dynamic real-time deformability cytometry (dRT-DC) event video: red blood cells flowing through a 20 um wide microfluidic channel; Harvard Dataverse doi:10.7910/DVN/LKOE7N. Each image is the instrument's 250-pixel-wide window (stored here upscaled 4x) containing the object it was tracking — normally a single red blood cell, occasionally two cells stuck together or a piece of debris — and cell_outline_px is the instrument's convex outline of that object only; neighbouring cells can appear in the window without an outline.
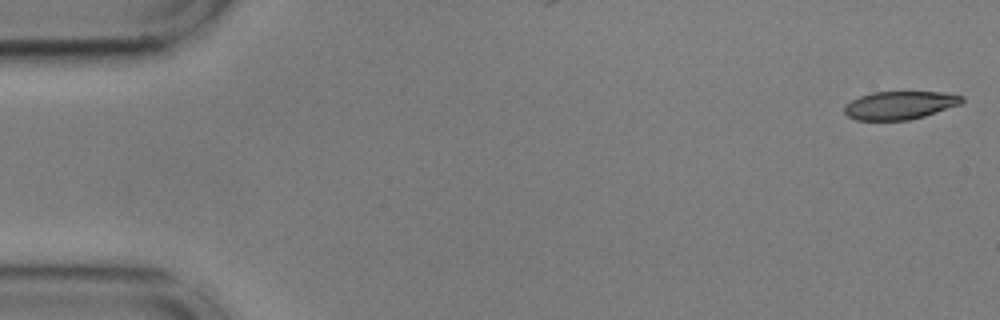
{"species": "common noctule bat (a hibernating species)", "species_latin": "Nyctalus noctula", "temperature_condition": "cold", "stored_images_in_passage": 55, "camera_frame_rate_fps": 3000, "um_per_image_px": 0.085, "animal": {"sex": "male", "body_mass_g": 17.9, "forearm_length_mm": 54.2}, "frame": {"image": 1, "passage_image": 1, "time_ms": 0.0, "image_size_px": [1000, 320], "cell_outline_px": [[964, 100], [960, 104], [924, 116], [908, 120], [856, 120], [848, 116], [844, 112], [844, 104], [860, 96], [872, 92], [944, 92], [964, 96]], "centroid_in_image_um": [76.47, 8.94], "position_along_channel_um": 8.5, "area_um2": 19.25}}
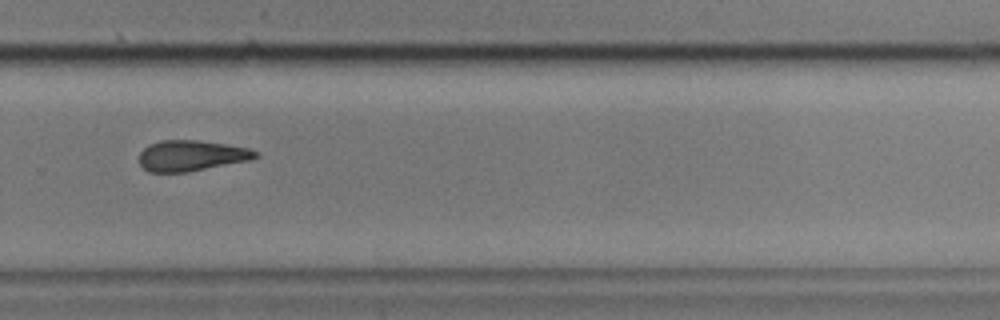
{"frame": {"image": 2, "passage_image": 37, "time_ms": 12.0, "image_size_px": [1000, 320], "cell_outline_px": [[260, 156], [252, 160], [188, 172], [148, 172], [140, 164], [140, 152], [148, 144], [160, 140], [196, 140], [224, 144], [248, 148], [260, 152]], "centroid_in_image_um": [16.29, 13.23], "position_along_channel_um": 313.5, "area_um2": 20.98}}
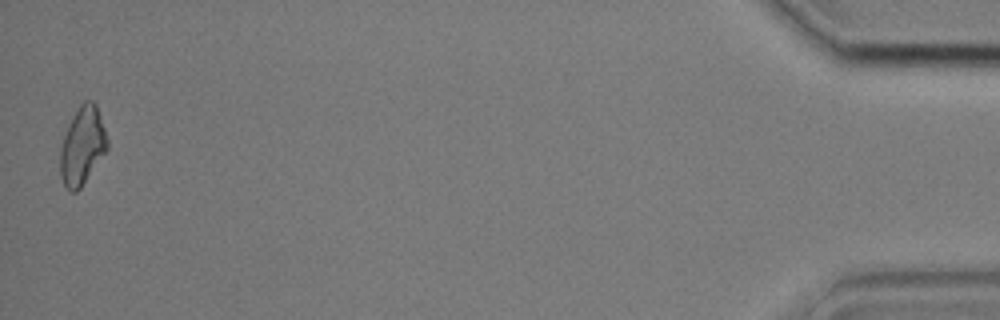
{"frame": {"image": 3, "passage_image": 54, "time_ms": 17.667, "image_size_px": [1000, 320], "cell_outline_px": [[108, 148], [80, 188], [76, 192], [72, 192], [64, 184], [60, 176], [60, 148], [64, 136], [80, 104], [84, 100], [92, 100], [96, 104], [108, 140]], "centroid_in_image_um": [7.0, 12.4], "position_along_channel_um": 428.2, "area_um2": 20.87}, "authors_computed_cell_mechanics": {"area_um2": 21.2126, "velocity_mm_per_s": 3.62, "shape_relaxation_time_tau1_ms": 8.5613, "shape_relaxation_time_tau2_ms": null, "deformation_change_tau1": 0.219, "deformation_change_tau2": null}}